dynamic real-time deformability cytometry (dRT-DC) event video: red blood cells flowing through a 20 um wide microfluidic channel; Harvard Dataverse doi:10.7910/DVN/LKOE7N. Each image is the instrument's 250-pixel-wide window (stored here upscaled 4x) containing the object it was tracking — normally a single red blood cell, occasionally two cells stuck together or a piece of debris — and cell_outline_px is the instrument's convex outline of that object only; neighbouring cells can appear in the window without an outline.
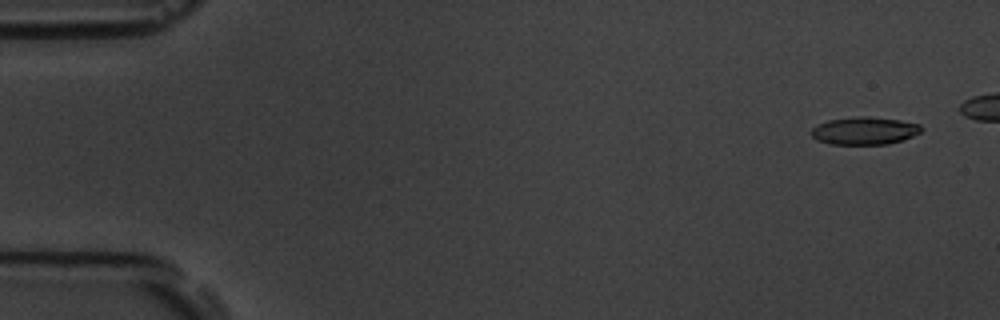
{"species": "common noctule bat (a hibernating species)", "species_latin": "Nyctalus noctula", "temperature_condition": "room temperature", "stored_images_in_passage": 7, "camera_frame_rate_fps": 3000, "um_per_image_px": 0.085, "animal": {"sex": "male", "body_mass_g": 19.5, "forearm_length_mm": 54.6}, "frame": {"image": 1, "passage_image": 1, "time_ms": 0.0, "image_size_px": [1000, 320], "cell_outline_px": [[924, 128], [920, 132], [912, 136], [888, 144], [828, 144], [816, 140], [808, 132], [816, 124], [828, 120], [856, 116], [868, 116], [900, 120], [920, 124]], "centroid_in_image_um": [73.43, 11.1], "position_along_channel_um": 11.6, "area_um2": 17.92}}
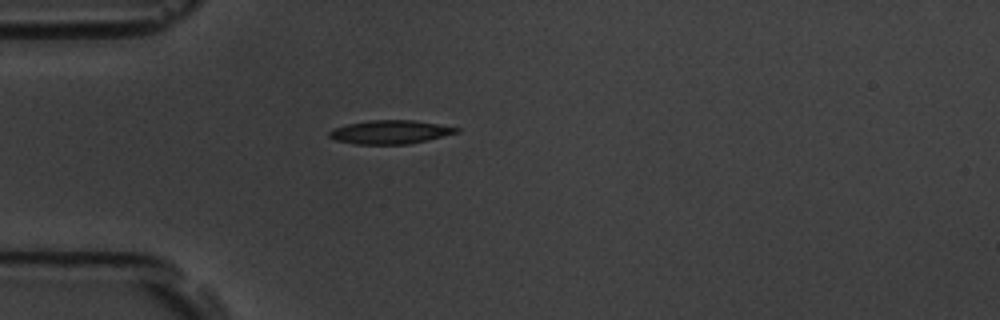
{"frame": {"image": 2, "passage_image": 6, "time_ms": 6.667, "image_size_px": [1000, 320], "cell_outline_px": [[460, 132], [428, 140], [408, 144], [356, 144], [336, 140], [328, 136], [328, 132], [336, 128], [348, 124], [368, 120], [412, 120], [460, 128]], "centroid_in_image_um": [33.18, 11.23], "position_along_channel_um": 51.8, "area_um2": 17.34}}